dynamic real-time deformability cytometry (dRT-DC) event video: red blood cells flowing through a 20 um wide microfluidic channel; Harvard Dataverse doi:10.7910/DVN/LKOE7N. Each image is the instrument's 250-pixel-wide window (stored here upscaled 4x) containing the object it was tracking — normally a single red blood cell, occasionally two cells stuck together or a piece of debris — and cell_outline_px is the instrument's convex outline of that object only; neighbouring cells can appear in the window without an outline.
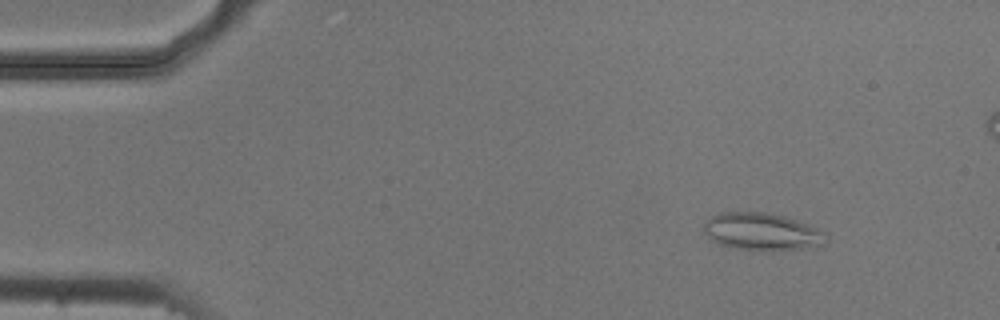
{"species": "common noctule bat (a hibernating species)", "species_latin": "Nyctalus noctula", "temperature_condition": "cold", "stored_images_in_passage": 53, "segment_of_instrument_passage": [1, 2], "camera_frame_rate_fps": 3000, "um_per_image_px": 0.085, "animal": {"sex": "male", "body_mass_g": 20.5, "forearm_length_mm": 52.5}, "frame": {"image": 1, "passage_image": 7, "time_ms": 2.0, "image_size_px": [1000, 320], "cell_outline_px": [[828, 240], [824, 244], [800, 248], [772, 252], [752, 252], [720, 244], [712, 240], [704, 232], [704, 224], [712, 216], [720, 212], [768, 212], [784, 216], [808, 224], [824, 232], [828, 236]], "centroid_in_image_um": [64.77, 19.71], "position_along_channel_um": 20.2, "area_um2": 26.99}}
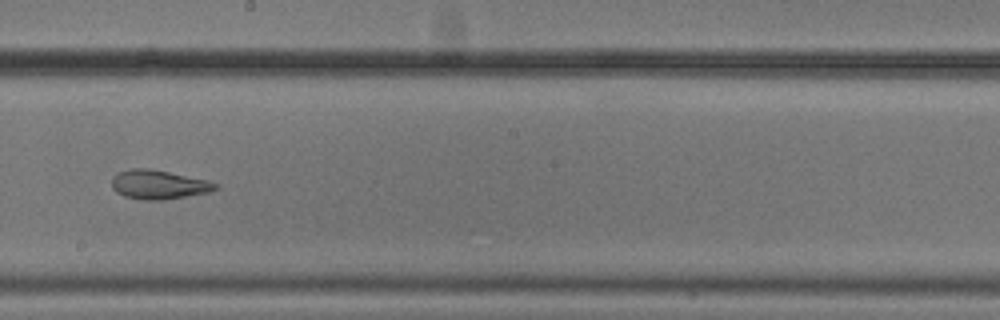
{"frame": {"image": 2, "passage_image": 31, "time_ms": 10.0, "image_size_px": [1000, 320], "cell_outline_px": [[220, 188], [208, 192], [160, 200], [140, 200], [124, 196], [116, 192], [112, 188], [112, 176], [120, 172], [132, 168], [148, 168], [208, 180], [220, 184]], "centroid_in_image_um": [13.48, 15.69], "position_along_channel_um": 234.7, "area_um2": 17.51}}
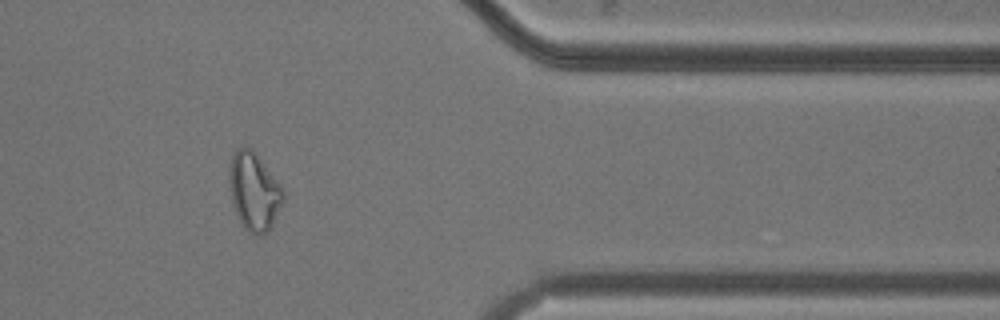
{"frame": {"image": 3, "passage_image": 45, "time_ms": 14.667, "image_size_px": [1000, 320], "cell_outline_px": [[284, 200], [268, 232], [260, 236], [256, 236], [248, 232], [244, 228], [236, 212], [232, 200], [228, 180], [228, 164], [236, 148], [240, 144], [248, 144], [256, 152], [284, 188]], "centroid_in_image_um": [21.58, 16.2], "position_along_channel_um": 389.8, "area_um2": 25.14}}